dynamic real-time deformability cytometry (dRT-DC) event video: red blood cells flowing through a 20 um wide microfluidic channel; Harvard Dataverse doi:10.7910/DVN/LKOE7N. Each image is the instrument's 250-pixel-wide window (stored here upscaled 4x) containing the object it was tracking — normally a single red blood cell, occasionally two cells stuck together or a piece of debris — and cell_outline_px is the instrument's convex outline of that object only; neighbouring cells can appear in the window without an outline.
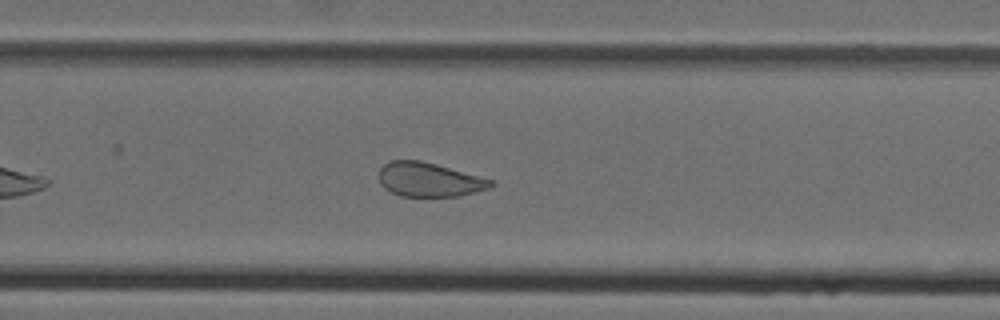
{"species": "Egyptian fruit bat (a non-hibernating species)", "species_latin": "Rousettus aegyptiacus", "temperature_condition": "cold", "stored_images_in_passage": 35, "camera_frame_rate_fps": 3000, "um_per_image_px": 0.085, "animal": {"sex": "female"}, "frame": {"image": 1, "passage_image": 20, "time_ms": 6.333, "image_size_px": [1000, 320], "cell_outline_px": [[496, 184], [488, 188], [460, 196], [400, 196], [384, 188], [380, 184], [380, 168], [388, 160], [420, 160], [436, 164], [492, 180]], "centroid_in_image_um": [36.45, 15.26], "position_along_channel_um": 293.4, "area_um2": 22.08}}